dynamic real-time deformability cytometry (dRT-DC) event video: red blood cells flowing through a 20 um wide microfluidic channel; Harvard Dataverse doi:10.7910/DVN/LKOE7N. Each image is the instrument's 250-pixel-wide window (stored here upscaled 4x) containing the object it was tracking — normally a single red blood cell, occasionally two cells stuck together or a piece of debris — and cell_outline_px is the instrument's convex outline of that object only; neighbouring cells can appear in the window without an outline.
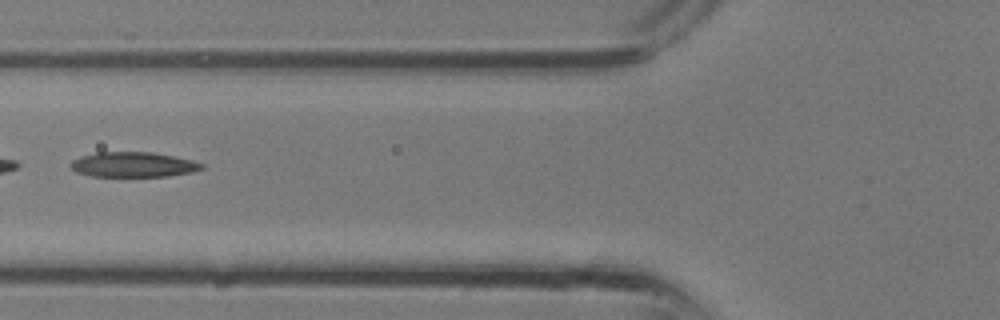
{"species": "common noctule bat (a hibernating species)", "species_latin": "Nyctalus noctula", "temperature_condition": "room temperature", "stored_images_in_passage": 32, "segment_of_instrument_passage": [2, 2], "camera_frame_rate_fps": 3000, "um_per_image_px": 0.085, "animal": {"sex": "male", "body_mass_g": 13.3}, "frame": {"image": 1, "passage_image": 13, "time_ms": 4.0, "image_size_px": [1000, 320], "cell_outline_px": [[204, 168], [192, 172], [168, 176], [92, 176], [76, 172], [68, 164], [72, 160], [80, 156], [96, 152], [152, 152], [192, 160], [204, 164]], "centroid_in_image_um": [11.3, 13.98], "position_along_channel_um": 114.5, "area_um2": 19.13}}
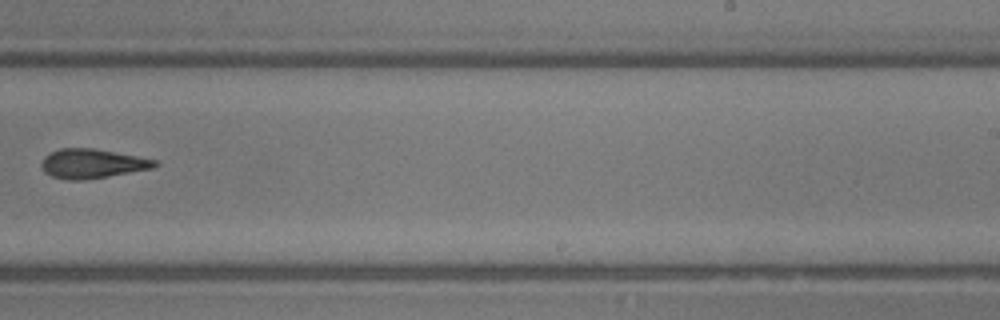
{"frame": {"image": 2, "passage_image": 21, "time_ms": 6.667, "image_size_px": [1000, 320], "cell_outline_px": [[160, 164], [152, 168], [108, 176], [80, 180], [72, 180], [52, 176], [44, 172], [40, 164], [44, 156], [60, 148], [92, 148], [136, 156], [156, 160]], "centroid_in_image_um": [7.81, 13.9], "position_along_channel_um": 281.2, "area_um2": 19.07}}
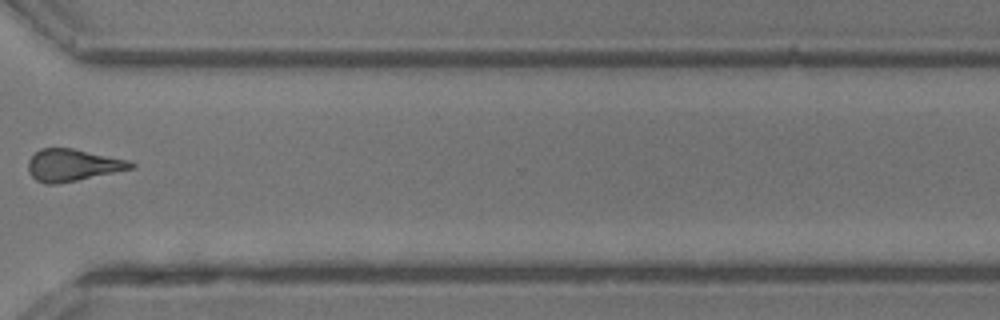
{"frame": {"image": 3, "passage_image": 25, "time_ms": 8.0, "image_size_px": [1000, 320], "cell_outline_px": [[136, 168], [56, 184], [44, 184], [36, 180], [28, 172], [28, 160], [40, 148], [72, 148], [128, 160], [136, 164]], "centroid_in_image_um": [6.18, 14.04], "position_along_channel_um": 364.4, "area_um2": 19.13}}